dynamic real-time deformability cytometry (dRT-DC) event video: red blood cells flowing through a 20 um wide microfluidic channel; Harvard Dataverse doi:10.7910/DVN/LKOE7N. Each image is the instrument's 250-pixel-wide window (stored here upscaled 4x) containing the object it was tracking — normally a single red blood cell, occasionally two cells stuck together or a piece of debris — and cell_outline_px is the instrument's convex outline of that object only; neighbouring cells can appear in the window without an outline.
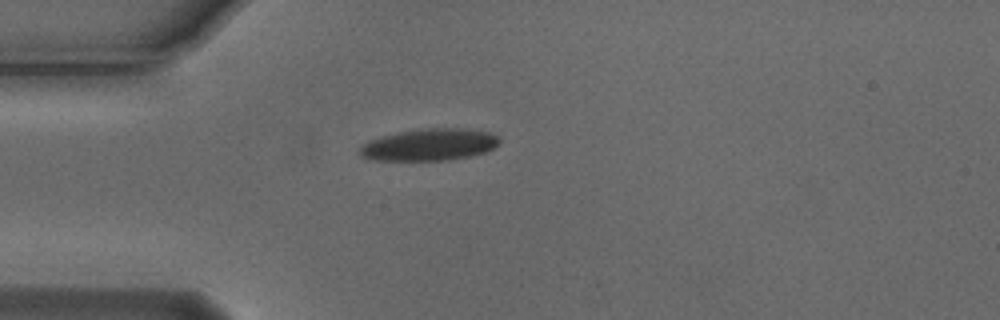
{"species": "Egyptian fruit bat (a non-hibernating species)", "species_latin": "Rousettus aegyptiacus", "temperature_condition": "cold", "stored_images_in_passage": 1, "camera_frame_rate_fps": 3000, "um_per_image_px": 0.085, "animal": {"sex": "male"}, "frame": {"image": 1, "passage_image": 1, "time_ms": 0.0, "image_size_px": [1000, 320], "cell_outline_px": [[500, 144], [488, 152], [448, 160], [376, 160], [360, 156], [360, 148], [368, 140], [380, 136], [400, 132], [424, 128], [468, 128], [492, 132], [500, 140]], "centroid_in_image_um": [36.55, 12.29], "position_along_channel_um": 48.5, "area_um2": 26.13}}